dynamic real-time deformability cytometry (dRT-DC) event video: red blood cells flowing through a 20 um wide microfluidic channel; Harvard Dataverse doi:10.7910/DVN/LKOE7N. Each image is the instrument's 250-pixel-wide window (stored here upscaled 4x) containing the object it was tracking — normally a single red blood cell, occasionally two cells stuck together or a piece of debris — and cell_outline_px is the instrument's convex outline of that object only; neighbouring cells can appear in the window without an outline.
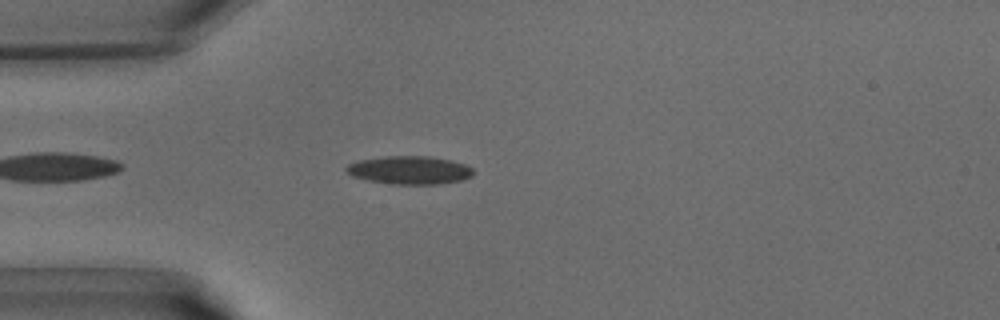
{"species": "common noctule bat (a hibernating species)", "species_latin": "Nyctalus noctula", "temperature_condition": "warm", "stored_images_in_passage": 6, "camera_frame_rate_fps": 3000, "um_per_image_px": 0.085, "animal": {"sex": "male", "body_mass_g": 15.6}, "frame": {"image": 1, "passage_image": 3, "time_ms": 0.667, "image_size_px": [1000, 320], "cell_outline_px": [[472, 176], [464, 180], [440, 184], [392, 184], [368, 180], [352, 176], [344, 168], [348, 164], [360, 160], [384, 156], [428, 156], [452, 160], [464, 164], [472, 168]], "centroid_in_image_um": [34.83, 14.46], "position_along_channel_um": 50.2, "area_um2": 20.87}}